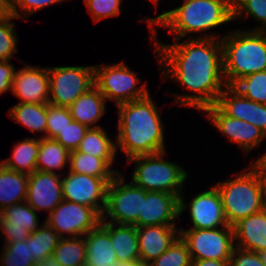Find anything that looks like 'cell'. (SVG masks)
<instances>
[{
    "label": "cell",
    "mask_w": 266,
    "mask_h": 266,
    "mask_svg": "<svg viewBox=\"0 0 266 266\" xmlns=\"http://www.w3.org/2000/svg\"><path fill=\"white\" fill-rule=\"evenodd\" d=\"M129 266H153L152 262L138 260L135 262H129Z\"/></svg>",
    "instance_id": "cell-47"
},
{
    "label": "cell",
    "mask_w": 266,
    "mask_h": 266,
    "mask_svg": "<svg viewBox=\"0 0 266 266\" xmlns=\"http://www.w3.org/2000/svg\"><path fill=\"white\" fill-rule=\"evenodd\" d=\"M257 161L266 169V154L260 157Z\"/></svg>",
    "instance_id": "cell-48"
},
{
    "label": "cell",
    "mask_w": 266,
    "mask_h": 266,
    "mask_svg": "<svg viewBox=\"0 0 266 266\" xmlns=\"http://www.w3.org/2000/svg\"><path fill=\"white\" fill-rule=\"evenodd\" d=\"M204 111L210 112L207 116L214 125L234 142L239 143L244 151L257 146L266 137L258 127L249 122L229 117L216 104L206 107Z\"/></svg>",
    "instance_id": "cell-17"
},
{
    "label": "cell",
    "mask_w": 266,
    "mask_h": 266,
    "mask_svg": "<svg viewBox=\"0 0 266 266\" xmlns=\"http://www.w3.org/2000/svg\"><path fill=\"white\" fill-rule=\"evenodd\" d=\"M59 1L63 0H4V10L12 14L15 18H19L20 15L15 7L16 5L22 8V11H30V13H33L42 7Z\"/></svg>",
    "instance_id": "cell-41"
},
{
    "label": "cell",
    "mask_w": 266,
    "mask_h": 266,
    "mask_svg": "<svg viewBox=\"0 0 266 266\" xmlns=\"http://www.w3.org/2000/svg\"><path fill=\"white\" fill-rule=\"evenodd\" d=\"M37 266H62L53 255L46 257L41 263H37Z\"/></svg>",
    "instance_id": "cell-46"
},
{
    "label": "cell",
    "mask_w": 266,
    "mask_h": 266,
    "mask_svg": "<svg viewBox=\"0 0 266 266\" xmlns=\"http://www.w3.org/2000/svg\"><path fill=\"white\" fill-rule=\"evenodd\" d=\"M3 252V266H33L34 259L30 250V235L25 241L8 242Z\"/></svg>",
    "instance_id": "cell-34"
},
{
    "label": "cell",
    "mask_w": 266,
    "mask_h": 266,
    "mask_svg": "<svg viewBox=\"0 0 266 266\" xmlns=\"http://www.w3.org/2000/svg\"><path fill=\"white\" fill-rule=\"evenodd\" d=\"M69 155L70 152L58 141L43 137L39 139L36 170L53 173V168H62L65 165Z\"/></svg>",
    "instance_id": "cell-27"
},
{
    "label": "cell",
    "mask_w": 266,
    "mask_h": 266,
    "mask_svg": "<svg viewBox=\"0 0 266 266\" xmlns=\"http://www.w3.org/2000/svg\"><path fill=\"white\" fill-rule=\"evenodd\" d=\"M232 227L234 239L241 240L239 248L244 246V250L257 253L266 250V208L239 220Z\"/></svg>",
    "instance_id": "cell-21"
},
{
    "label": "cell",
    "mask_w": 266,
    "mask_h": 266,
    "mask_svg": "<svg viewBox=\"0 0 266 266\" xmlns=\"http://www.w3.org/2000/svg\"><path fill=\"white\" fill-rule=\"evenodd\" d=\"M190 214L193 229H216L219 224L229 226L216 187L194 197L190 202Z\"/></svg>",
    "instance_id": "cell-18"
},
{
    "label": "cell",
    "mask_w": 266,
    "mask_h": 266,
    "mask_svg": "<svg viewBox=\"0 0 266 266\" xmlns=\"http://www.w3.org/2000/svg\"><path fill=\"white\" fill-rule=\"evenodd\" d=\"M87 93L77 98L68 108L73 121H77L89 127V124L97 122L104 114L105 97L94 86Z\"/></svg>",
    "instance_id": "cell-25"
},
{
    "label": "cell",
    "mask_w": 266,
    "mask_h": 266,
    "mask_svg": "<svg viewBox=\"0 0 266 266\" xmlns=\"http://www.w3.org/2000/svg\"><path fill=\"white\" fill-rule=\"evenodd\" d=\"M94 20L120 14V0H84Z\"/></svg>",
    "instance_id": "cell-40"
},
{
    "label": "cell",
    "mask_w": 266,
    "mask_h": 266,
    "mask_svg": "<svg viewBox=\"0 0 266 266\" xmlns=\"http://www.w3.org/2000/svg\"><path fill=\"white\" fill-rule=\"evenodd\" d=\"M222 91L216 105L229 117L249 122L266 135V104H260L243 97L232 86ZM229 91V92H228ZM234 94L228 98V94Z\"/></svg>",
    "instance_id": "cell-16"
},
{
    "label": "cell",
    "mask_w": 266,
    "mask_h": 266,
    "mask_svg": "<svg viewBox=\"0 0 266 266\" xmlns=\"http://www.w3.org/2000/svg\"><path fill=\"white\" fill-rule=\"evenodd\" d=\"M86 243L85 266H111L117 261L115 251L110 240L109 232L99 224L89 231Z\"/></svg>",
    "instance_id": "cell-23"
},
{
    "label": "cell",
    "mask_w": 266,
    "mask_h": 266,
    "mask_svg": "<svg viewBox=\"0 0 266 266\" xmlns=\"http://www.w3.org/2000/svg\"><path fill=\"white\" fill-rule=\"evenodd\" d=\"M163 154L164 151L128 159L137 162L136 170L132 177L133 183L145 191L175 194L179 198V213H181L185 208V203L178 189L182 187L187 173L179 166L162 160L160 157ZM178 186L179 188H177Z\"/></svg>",
    "instance_id": "cell-5"
},
{
    "label": "cell",
    "mask_w": 266,
    "mask_h": 266,
    "mask_svg": "<svg viewBox=\"0 0 266 266\" xmlns=\"http://www.w3.org/2000/svg\"><path fill=\"white\" fill-rule=\"evenodd\" d=\"M9 60H0V94L11 89V84L15 76V69Z\"/></svg>",
    "instance_id": "cell-43"
},
{
    "label": "cell",
    "mask_w": 266,
    "mask_h": 266,
    "mask_svg": "<svg viewBox=\"0 0 266 266\" xmlns=\"http://www.w3.org/2000/svg\"><path fill=\"white\" fill-rule=\"evenodd\" d=\"M54 231L45 222L43 227L30 233V250L35 264L41 263L46 257L53 255V251L60 240L58 233Z\"/></svg>",
    "instance_id": "cell-32"
},
{
    "label": "cell",
    "mask_w": 266,
    "mask_h": 266,
    "mask_svg": "<svg viewBox=\"0 0 266 266\" xmlns=\"http://www.w3.org/2000/svg\"><path fill=\"white\" fill-rule=\"evenodd\" d=\"M89 128L77 121H72L54 139L69 152L76 151Z\"/></svg>",
    "instance_id": "cell-38"
},
{
    "label": "cell",
    "mask_w": 266,
    "mask_h": 266,
    "mask_svg": "<svg viewBox=\"0 0 266 266\" xmlns=\"http://www.w3.org/2000/svg\"><path fill=\"white\" fill-rule=\"evenodd\" d=\"M46 138L54 139L60 131L73 121L68 107L46 104Z\"/></svg>",
    "instance_id": "cell-36"
},
{
    "label": "cell",
    "mask_w": 266,
    "mask_h": 266,
    "mask_svg": "<svg viewBox=\"0 0 266 266\" xmlns=\"http://www.w3.org/2000/svg\"><path fill=\"white\" fill-rule=\"evenodd\" d=\"M224 40L221 43L226 87L247 75L266 71V31L236 32Z\"/></svg>",
    "instance_id": "cell-4"
},
{
    "label": "cell",
    "mask_w": 266,
    "mask_h": 266,
    "mask_svg": "<svg viewBox=\"0 0 266 266\" xmlns=\"http://www.w3.org/2000/svg\"><path fill=\"white\" fill-rule=\"evenodd\" d=\"M252 167L254 168L251 171L254 173L257 179L261 191L262 201L264 207L266 208V198L264 199L263 197V195L266 197V169L258 161H256Z\"/></svg>",
    "instance_id": "cell-44"
},
{
    "label": "cell",
    "mask_w": 266,
    "mask_h": 266,
    "mask_svg": "<svg viewBox=\"0 0 266 266\" xmlns=\"http://www.w3.org/2000/svg\"><path fill=\"white\" fill-rule=\"evenodd\" d=\"M176 232L174 225L137 227L140 260L150 262L158 258L175 242Z\"/></svg>",
    "instance_id": "cell-20"
},
{
    "label": "cell",
    "mask_w": 266,
    "mask_h": 266,
    "mask_svg": "<svg viewBox=\"0 0 266 266\" xmlns=\"http://www.w3.org/2000/svg\"><path fill=\"white\" fill-rule=\"evenodd\" d=\"M218 185L215 187L219 192L229 226L265 208L257 179L252 171Z\"/></svg>",
    "instance_id": "cell-6"
},
{
    "label": "cell",
    "mask_w": 266,
    "mask_h": 266,
    "mask_svg": "<svg viewBox=\"0 0 266 266\" xmlns=\"http://www.w3.org/2000/svg\"><path fill=\"white\" fill-rule=\"evenodd\" d=\"M39 153V139H26L15 145L11 160L6 159L2 164L11 170L29 175L36 171ZM25 168L27 171L25 172Z\"/></svg>",
    "instance_id": "cell-28"
},
{
    "label": "cell",
    "mask_w": 266,
    "mask_h": 266,
    "mask_svg": "<svg viewBox=\"0 0 266 266\" xmlns=\"http://www.w3.org/2000/svg\"><path fill=\"white\" fill-rule=\"evenodd\" d=\"M243 97L266 104V71L256 72L238 80L233 86Z\"/></svg>",
    "instance_id": "cell-33"
},
{
    "label": "cell",
    "mask_w": 266,
    "mask_h": 266,
    "mask_svg": "<svg viewBox=\"0 0 266 266\" xmlns=\"http://www.w3.org/2000/svg\"><path fill=\"white\" fill-rule=\"evenodd\" d=\"M103 221L104 216H102L100 224L109 232L117 261L135 262L140 260L137 227L120 224L118 228H114L112 222L103 224Z\"/></svg>",
    "instance_id": "cell-22"
},
{
    "label": "cell",
    "mask_w": 266,
    "mask_h": 266,
    "mask_svg": "<svg viewBox=\"0 0 266 266\" xmlns=\"http://www.w3.org/2000/svg\"><path fill=\"white\" fill-rule=\"evenodd\" d=\"M116 150L100 126L90 127L77 148L78 152L103 158L109 165L113 163Z\"/></svg>",
    "instance_id": "cell-26"
},
{
    "label": "cell",
    "mask_w": 266,
    "mask_h": 266,
    "mask_svg": "<svg viewBox=\"0 0 266 266\" xmlns=\"http://www.w3.org/2000/svg\"><path fill=\"white\" fill-rule=\"evenodd\" d=\"M149 96L117 105V142L128 159L164 151L162 123Z\"/></svg>",
    "instance_id": "cell-2"
},
{
    "label": "cell",
    "mask_w": 266,
    "mask_h": 266,
    "mask_svg": "<svg viewBox=\"0 0 266 266\" xmlns=\"http://www.w3.org/2000/svg\"><path fill=\"white\" fill-rule=\"evenodd\" d=\"M264 265L266 266V250L259 253Z\"/></svg>",
    "instance_id": "cell-49"
},
{
    "label": "cell",
    "mask_w": 266,
    "mask_h": 266,
    "mask_svg": "<svg viewBox=\"0 0 266 266\" xmlns=\"http://www.w3.org/2000/svg\"><path fill=\"white\" fill-rule=\"evenodd\" d=\"M191 266H228V260H213V259L192 260Z\"/></svg>",
    "instance_id": "cell-45"
},
{
    "label": "cell",
    "mask_w": 266,
    "mask_h": 266,
    "mask_svg": "<svg viewBox=\"0 0 266 266\" xmlns=\"http://www.w3.org/2000/svg\"><path fill=\"white\" fill-rule=\"evenodd\" d=\"M49 87V68L39 70L31 66L15 72L11 84L13 94L22 100L19 103L47 104Z\"/></svg>",
    "instance_id": "cell-15"
},
{
    "label": "cell",
    "mask_w": 266,
    "mask_h": 266,
    "mask_svg": "<svg viewBox=\"0 0 266 266\" xmlns=\"http://www.w3.org/2000/svg\"><path fill=\"white\" fill-rule=\"evenodd\" d=\"M11 116L30 131H45L47 125L46 104L18 103L11 109Z\"/></svg>",
    "instance_id": "cell-31"
},
{
    "label": "cell",
    "mask_w": 266,
    "mask_h": 266,
    "mask_svg": "<svg viewBox=\"0 0 266 266\" xmlns=\"http://www.w3.org/2000/svg\"><path fill=\"white\" fill-rule=\"evenodd\" d=\"M233 19V3L230 0H185L174 10L153 19L151 24L163 25L169 32L184 37L188 32L204 31Z\"/></svg>",
    "instance_id": "cell-3"
},
{
    "label": "cell",
    "mask_w": 266,
    "mask_h": 266,
    "mask_svg": "<svg viewBox=\"0 0 266 266\" xmlns=\"http://www.w3.org/2000/svg\"><path fill=\"white\" fill-rule=\"evenodd\" d=\"M111 266H129V262L116 261V263L114 265H111Z\"/></svg>",
    "instance_id": "cell-50"
},
{
    "label": "cell",
    "mask_w": 266,
    "mask_h": 266,
    "mask_svg": "<svg viewBox=\"0 0 266 266\" xmlns=\"http://www.w3.org/2000/svg\"><path fill=\"white\" fill-rule=\"evenodd\" d=\"M15 18L12 14L6 10L0 11V60H9L13 57L12 53H15L16 40L13 32L14 24L10 23V19Z\"/></svg>",
    "instance_id": "cell-37"
},
{
    "label": "cell",
    "mask_w": 266,
    "mask_h": 266,
    "mask_svg": "<svg viewBox=\"0 0 266 266\" xmlns=\"http://www.w3.org/2000/svg\"><path fill=\"white\" fill-rule=\"evenodd\" d=\"M70 172L86 174L97 178H114L115 171L109 170L110 165L94 155L71 151L69 155Z\"/></svg>",
    "instance_id": "cell-29"
},
{
    "label": "cell",
    "mask_w": 266,
    "mask_h": 266,
    "mask_svg": "<svg viewBox=\"0 0 266 266\" xmlns=\"http://www.w3.org/2000/svg\"><path fill=\"white\" fill-rule=\"evenodd\" d=\"M212 40V37H205L159 48L162 60L167 61L165 66L172 71L171 76H175L188 90L201 94L183 95L180 100L183 105L204 110L218 101L223 82L222 43Z\"/></svg>",
    "instance_id": "cell-1"
},
{
    "label": "cell",
    "mask_w": 266,
    "mask_h": 266,
    "mask_svg": "<svg viewBox=\"0 0 266 266\" xmlns=\"http://www.w3.org/2000/svg\"><path fill=\"white\" fill-rule=\"evenodd\" d=\"M179 213V198L175 194L145 191L142 188V214H139L135 227L152 225H175Z\"/></svg>",
    "instance_id": "cell-13"
},
{
    "label": "cell",
    "mask_w": 266,
    "mask_h": 266,
    "mask_svg": "<svg viewBox=\"0 0 266 266\" xmlns=\"http://www.w3.org/2000/svg\"><path fill=\"white\" fill-rule=\"evenodd\" d=\"M138 78L123 64L94 68L95 87L109 100L115 99L117 105L140 100L149 95L145 86L136 90Z\"/></svg>",
    "instance_id": "cell-8"
},
{
    "label": "cell",
    "mask_w": 266,
    "mask_h": 266,
    "mask_svg": "<svg viewBox=\"0 0 266 266\" xmlns=\"http://www.w3.org/2000/svg\"><path fill=\"white\" fill-rule=\"evenodd\" d=\"M243 9L263 22V29L266 31V0H234L233 18L240 16Z\"/></svg>",
    "instance_id": "cell-39"
},
{
    "label": "cell",
    "mask_w": 266,
    "mask_h": 266,
    "mask_svg": "<svg viewBox=\"0 0 266 266\" xmlns=\"http://www.w3.org/2000/svg\"><path fill=\"white\" fill-rule=\"evenodd\" d=\"M123 183V177H114L108 184L104 212L118 224L133 225L142 214V188L134 183L119 186Z\"/></svg>",
    "instance_id": "cell-11"
},
{
    "label": "cell",
    "mask_w": 266,
    "mask_h": 266,
    "mask_svg": "<svg viewBox=\"0 0 266 266\" xmlns=\"http://www.w3.org/2000/svg\"><path fill=\"white\" fill-rule=\"evenodd\" d=\"M53 256L62 266H85L86 243L84 239L60 238L53 251Z\"/></svg>",
    "instance_id": "cell-30"
},
{
    "label": "cell",
    "mask_w": 266,
    "mask_h": 266,
    "mask_svg": "<svg viewBox=\"0 0 266 266\" xmlns=\"http://www.w3.org/2000/svg\"><path fill=\"white\" fill-rule=\"evenodd\" d=\"M224 228V232L220 229L182 230L179 236L186 242L192 260H229L234 249V231L232 226Z\"/></svg>",
    "instance_id": "cell-9"
},
{
    "label": "cell",
    "mask_w": 266,
    "mask_h": 266,
    "mask_svg": "<svg viewBox=\"0 0 266 266\" xmlns=\"http://www.w3.org/2000/svg\"><path fill=\"white\" fill-rule=\"evenodd\" d=\"M52 99L48 103L69 107L77 98L94 87V67L49 68Z\"/></svg>",
    "instance_id": "cell-7"
},
{
    "label": "cell",
    "mask_w": 266,
    "mask_h": 266,
    "mask_svg": "<svg viewBox=\"0 0 266 266\" xmlns=\"http://www.w3.org/2000/svg\"><path fill=\"white\" fill-rule=\"evenodd\" d=\"M179 237L164 253L153 260V266H191L192 258L187 244L181 236Z\"/></svg>",
    "instance_id": "cell-35"
},
{
    "label": "cell",
    "mask_w": 266,
    "mask_h": 266,
    "mask_svg": "<svg viewBox=\"0 0 266 266\" xmlns=\"http://www.w3.org/2000/svg\"><path fill=\"white\" fill-rule=\"evenodd\" d=\"M26 201L34 210L50 209L51 213L63 201L62 180L55 172L29 174Z\"/></svg>",
    "instance_id": "cell-14"
},
{
    "label": "cell",
    "mask_w": 266,
    "mask_h": 266,
    "mask_svg": "<svg viewBox=\"0 0 266 266\" xmlns=\"http://www.w3.org/2000/svg\"><path fill=\"white\" fill-rule=\"evenodd\" d=\"M69 173L62 179L63 200L92 207L103 216L108 184L113 178H97L86 174ZM98 200H101L102 206L99 205Z\"/></svg>",
    "instance_id": "cell-12"
},
{
    "label": "cell",
    "mask_w": 266,
    "mask_h": 266,
    "mask_svg": "<svg viewBox=\"0 0 266 266\" xmlns=\"http://www.w3.org/2000/svg\"><path fill=\"white\" fill-rule=\"evenodd\" d=\"M35 210L21 204H14L0 212V227L7 235L6 243L25 241L30 233L38 229Z\"/></svg>",
    "instance_id": "cell-19"
},
{
    "label": "cell",
    "mask_w": 266,
    "mask_h": 266,
    "mask_svg": "<svg viewBox=\"0 0 266 266\" xmlns=\"http://www.w3.org/2000/svg\"><path fill=\"white\" fill-rule=\"evenodd\" d=\"M47 218L46 223L63 238L64 232L86 235L100 224L102 216L92 207L63 200Z\"/></svg>",
    "instance_id": "cell-10"
},
{
    "label": "cell",
    "mask_w": 266,
    "mask_h": 266,
    "mask_svg": "<svg viewBox=\"0 0 266 266\" xmlns=\"http://www.w3.org/2000/svg\"><path fill=\"white\" fill-rule=\"evenodd\" d=\"M239 250V251H236ZM240 254L236 259V254ZM228 266H265L259 253L254 251L244 250L241 247L239 249L234 248L230 259L228 260Z\"/></svg>",
    "instance_id": "cell-42"
},
{
    "label": "cell",
    "mask_w": 266,
    "mask_h": 266,
    "mask_svg": "<svg viewBox=\"0 0 266 266\" xmlns=\"http://www.w3.org/2000/svg\"><path fill=\"white\" fill-rule=\"evenodd\" d=\"M28 174L6 168L0 163V212L26 200Z\"/></svg>",
    "instance_id": "cell-24"
}]
</instances>
